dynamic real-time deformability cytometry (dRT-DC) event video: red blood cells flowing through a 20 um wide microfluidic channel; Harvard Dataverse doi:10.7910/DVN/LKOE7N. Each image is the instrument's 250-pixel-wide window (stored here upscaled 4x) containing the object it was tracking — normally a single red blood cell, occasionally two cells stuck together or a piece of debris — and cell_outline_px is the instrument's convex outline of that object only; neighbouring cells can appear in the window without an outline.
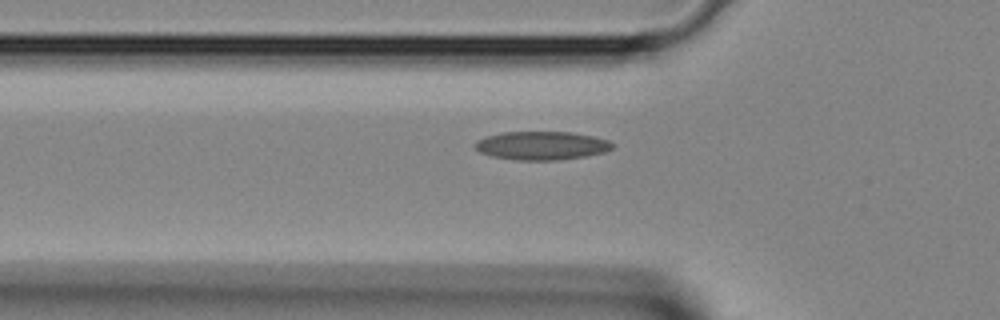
{"species": "Egyptian fruit bat (a non-hibernating species)", "species_latin": "Rousettus aegyptiacus", "temperature_condition": "room temperature", "stored_images_in_passage": 29, "camera_frame_rate_fps": 3000, "um_per_image_px": 0.085, "animal": {"sex": "female"}, "frame": {"image": 1, "passage_image": 2, "time_ms": 0.333, "image_size_px": [1000, 320], "cell_outline_px": [[612, 148], [604, 152], [584, 156], [556, 160], [516, 160], [492, 156], [480, 152], [476, 148], [476, 140], [484, 136], [504, 132], [572, 132], [592, 136], [608, 140], [612, 144]], "centroid_in_image_um": [46.01, 12.37], "position_along_channel_um": 79.8, "area_um2": 22.6}}
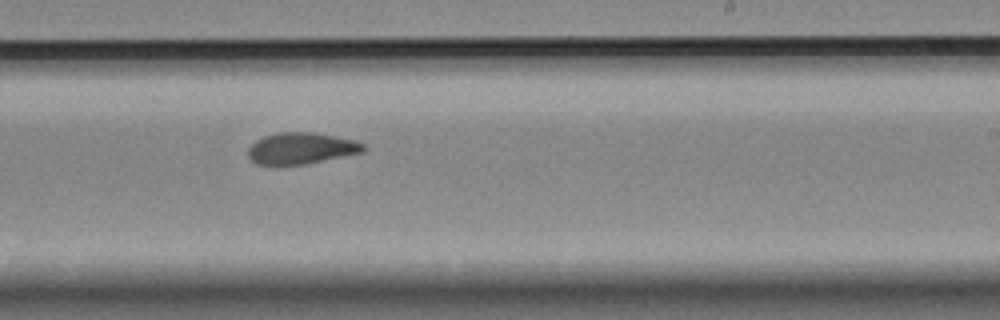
{"frame": {"image": 2, "passage_image": 13, "time_ms": 4.0, "image_size_px": [1000, 320], "cell_outline_px": [[368, 148], [364, 152], [304, 164], [256, 164], [248, 156], [248, 148], [256, 140], [264, 136], [276, 132], [316, 132], [356, 140], [364, 144]], "centroid_in_image_um": [25.64, 12.58], "position_along_channel_um": 263.4, "area_um2": 21.15}}
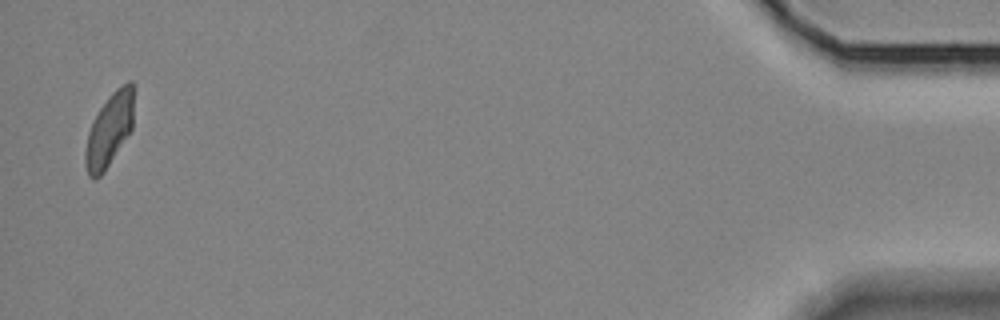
{"frame": {"image": 3, "passage_image": 28, "time_ms": 9.0, "image_size_px": [1000, 320], "cell_outline_px": [[132, 128], [104, 172], [96, 180], [92, 180], [88, 176], [84, 164], [84, 152], [88, 132], [100, 108], [108, 96], [120, 84], [128, 80], [132, 80]], "centroid_in_image_um": [9.25, 11.08], "position_along_channel_um": 425.9, "area_um2": 20.52}}